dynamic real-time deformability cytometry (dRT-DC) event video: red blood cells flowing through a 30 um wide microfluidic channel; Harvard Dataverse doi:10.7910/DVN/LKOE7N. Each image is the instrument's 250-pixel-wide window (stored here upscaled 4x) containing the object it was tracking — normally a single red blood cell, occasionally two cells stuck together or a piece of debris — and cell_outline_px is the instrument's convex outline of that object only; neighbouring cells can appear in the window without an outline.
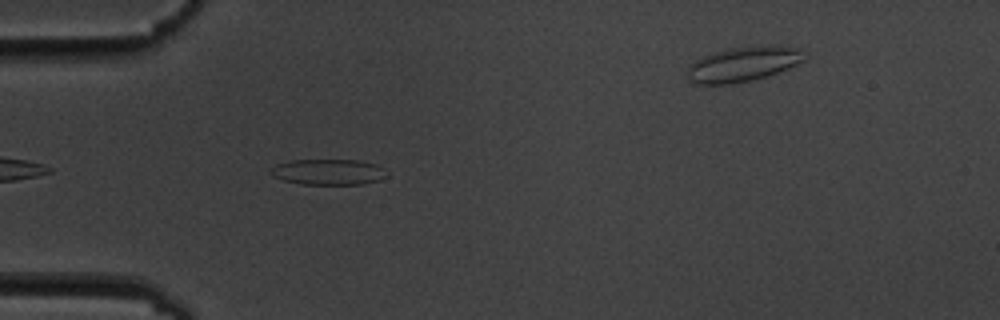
{"species": "common noctule bat (a hibernating species)", "species_latin": "Nyctalus noctula", "temperature_condition": "cold", "stored_images_in_passage": 6, "segment_of_instrument_passage": [1, 2], "camera_frame_rate_fps": 3000, "um_per_image_px": 0.085, "animal": {"sex": "male", "body_mass_g": 19.5, "forearm_length_mm": 54.6}, "frame": {"image": 1, "passage_image": 5, "time_ms": 4.333, "image_size_px": [1000, 320], "cell_outline_px": [[388, 176], [380, 180], [360, 184], [300, 184], [284, 180], [272, 176], [268, 172], [276, 164], [292, 160], [356, 160], [376, 164], [384, 168]], "centroid_in_image_um": [27.91, 14.61], "position_along_channel_um": 57.1, "area_um2": 17.46}}